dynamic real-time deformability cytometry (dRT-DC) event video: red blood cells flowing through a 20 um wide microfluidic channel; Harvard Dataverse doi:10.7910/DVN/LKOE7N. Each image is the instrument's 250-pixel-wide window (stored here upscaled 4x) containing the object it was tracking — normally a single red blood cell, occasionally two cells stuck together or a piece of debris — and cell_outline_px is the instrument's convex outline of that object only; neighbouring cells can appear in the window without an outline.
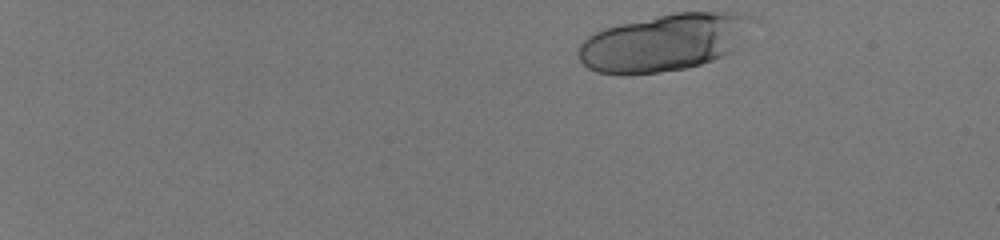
{"species": "human", "species_latin": "Homo sapiens", "temperature_condition": "room temperature", "stored_images_in_passage": 20, "camera_frame_rate_fps": 3000, "um_per_image_px": 0.085, "donor": {"sex": "male"}, "frame": {"image": 1, "passage_image": 1, "time_ms": 0.0, "image_size_px": [1000, 240], "cell_outline_px": [[752, 20], [732, 52], [724, 56], [688, 68], [660, 72], [628, 76], [620, 76], [596, 72], [588, 68], [580, 60], [576, 52], [576, 48], [588, 36], [604, 28], [620, 24], [672, 12], [744, 12], [752, 16]], "centroid_in_image_um": [56.37, 3.63], "position_along_channel_um": 28.6, "area_um2": 58.15}}
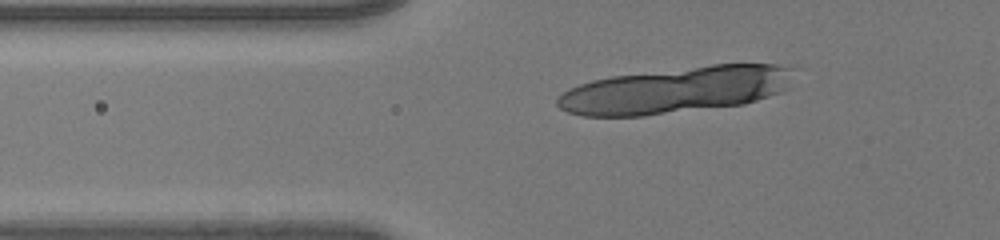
{"frame": {"image": 2, "passage_image": 15, "time_ms": 4.667, "image_size_px": [1000, 240], "cell_outline_px": [[792, 68], [788, 88], [780, 92], [744, 104], [644, 116], [584, 116], [568, 112], [560, 108], [556, 104], [556, 96], [568, 88], [592, 80], [612, 76], [712, 64], [776, 64]], "centroid_in_image_um": [57.38, 7.65], "position_along_channel_um": 68.4, "area_um2": 63.7}}